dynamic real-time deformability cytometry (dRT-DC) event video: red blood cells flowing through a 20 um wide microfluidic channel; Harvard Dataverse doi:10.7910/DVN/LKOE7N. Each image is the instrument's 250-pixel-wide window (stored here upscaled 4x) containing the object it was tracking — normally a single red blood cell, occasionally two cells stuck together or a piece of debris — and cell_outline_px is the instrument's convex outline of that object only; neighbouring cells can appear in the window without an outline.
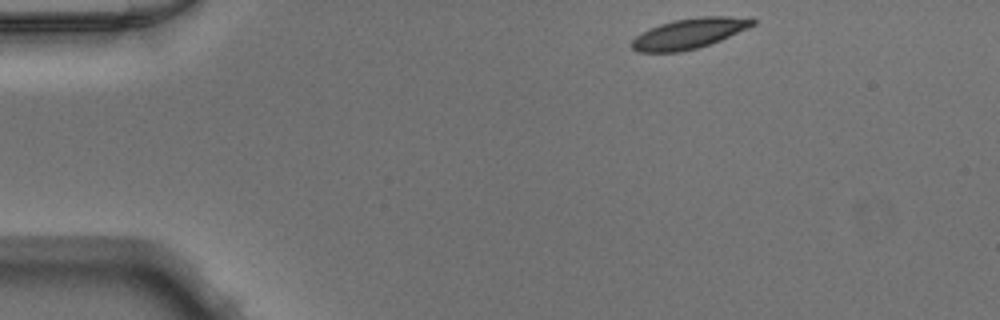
{"species": "Egyptian fruit bat (a non-hibernating species)", "species_latin": "Rousettus aegyptiacus", "temperature_condition": "warm", "stored_images_in_passage": 43, "camera_frame_rate_fps": 3000, "um_per_image_px": 0.085, "animal": {"sex": "male"}, "frame": {"image": 1, "passage_image": 1, "time_ms": 0.0, "image_size_px": [1000, 320], "cell_outline_px": [[756, 24], [720, 40], [696, 48], [680, 52], [636, 52], [632, 48], [632, 40], [636, 36], [660, 24], [676, 20], [700, 16], [752, 16], [756, 20]], "centroid_in_image_um": [58.64, 2.83], "position_along_channel_um": 26.4, "area_um2": 21.21}}
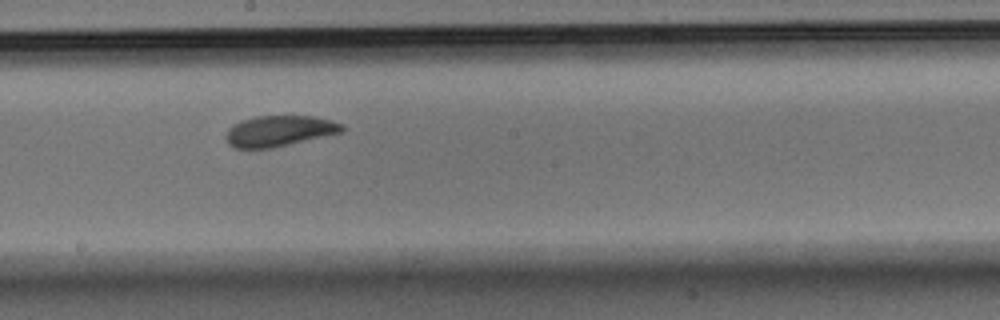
{"frame": {"image": 2, "passage_image": 21, "time_ms": 6.667, "image_size_px": [1000, 320], "cell_outline_px": [[344, 128], [340, 132], [272, 148], [236, 148], [228, 144], [224, 136], [228, 128], [232, 124], [240, 120], [256, 116], [316, 116], [332, 120], [344, 124]], "centroid_in_image_um": [23.69, 11.12], "position_along_channel_um": 224.5, "area_um2": 20.87}}
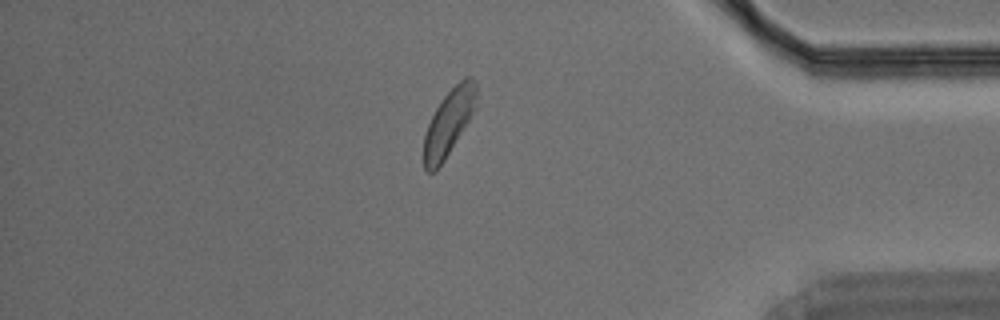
{"frame": {"image": 3, "passage_image": 36, "time_ms": 11.667, "image_size_px": [1000, 320], "cell_outline_px": [[476, 108], [444, 160], [436, 172], [428, 172], [424, 168], [424, 136], [428, 124], [436, 108], [444, 96], [464, 76], [472, 76], [476, 84]], "centroid_in_image_um": [38.15, 10.4], "position_along_channel_um": 397.1, "area_um2": 19.94}}